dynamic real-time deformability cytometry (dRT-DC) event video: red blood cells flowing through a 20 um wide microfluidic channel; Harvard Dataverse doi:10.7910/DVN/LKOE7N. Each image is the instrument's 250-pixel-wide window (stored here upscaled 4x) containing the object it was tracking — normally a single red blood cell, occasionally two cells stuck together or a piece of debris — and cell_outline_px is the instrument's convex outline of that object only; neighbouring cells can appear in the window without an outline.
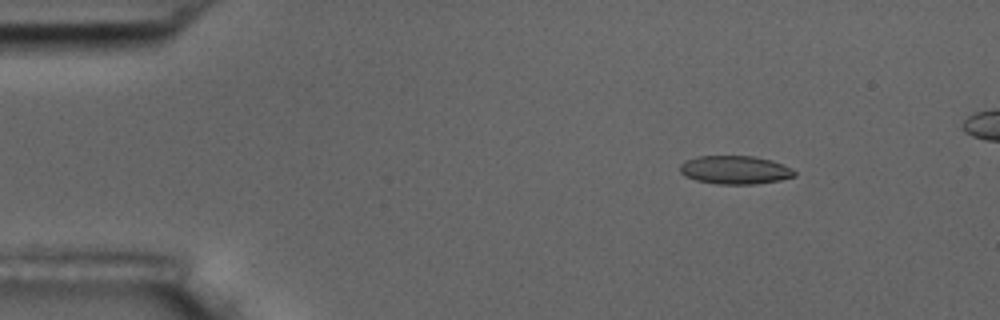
{"species": "common noctule bat (a hibernating species)", "species_latin": "Nyctalus noctula", "temperature_condition": "room temperature", "stored_images_in_passage": 7, "camera_frame_rate_fps": 3000, "um_per_image_px": 0.085, "animal": {"sex": "male", "body_mass_g": 17.5, "forearm_length_mm": 52.3}, "frame": {"image": 1, "passage_image": 1, "time_ms": 0.0, "image_size_px": [1000, 320], "cell_outline_px": [[796, 176], [780, 180], [756, 184], [716, 184], [696, 180], [684, 176], [680, 172], [680, 164], [684, 160], [696, 156], [752, 156], [772, 160], [784, 164], [792, 168], [796, 172]], "centroid_in_image_um": [62.47, 14.44], "position_along_channel_um": 22.5, "area_um2": 19.19}}
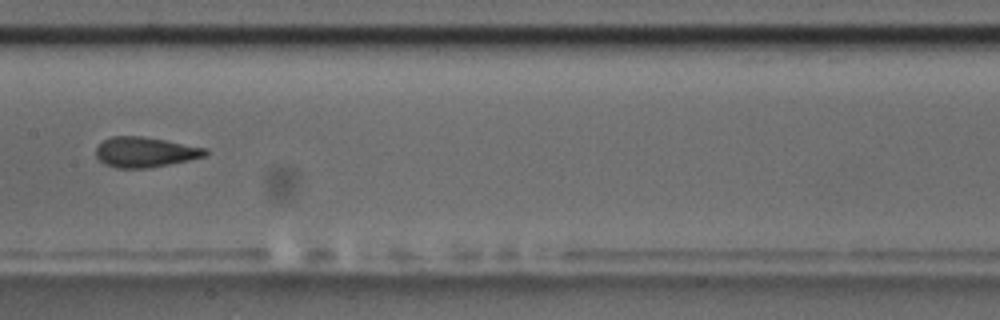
{"frame": {"image": 2, "passage_image": 7, "time_ms": 7.0, "image_size_px": [1000, 320], "cell_outline_px": [[208, 152], [204, 156], [188, 160], [148, 168], [116, 168], [104, 164], [96, 156], [96, 148], [104, 140], [112, 136], [140, 136], [164, 140], [208, 148]], "centroid_in_image_um": [12.32, 12.93], "position_along_channel_um": 195.1, "area_um2": 19.07}}